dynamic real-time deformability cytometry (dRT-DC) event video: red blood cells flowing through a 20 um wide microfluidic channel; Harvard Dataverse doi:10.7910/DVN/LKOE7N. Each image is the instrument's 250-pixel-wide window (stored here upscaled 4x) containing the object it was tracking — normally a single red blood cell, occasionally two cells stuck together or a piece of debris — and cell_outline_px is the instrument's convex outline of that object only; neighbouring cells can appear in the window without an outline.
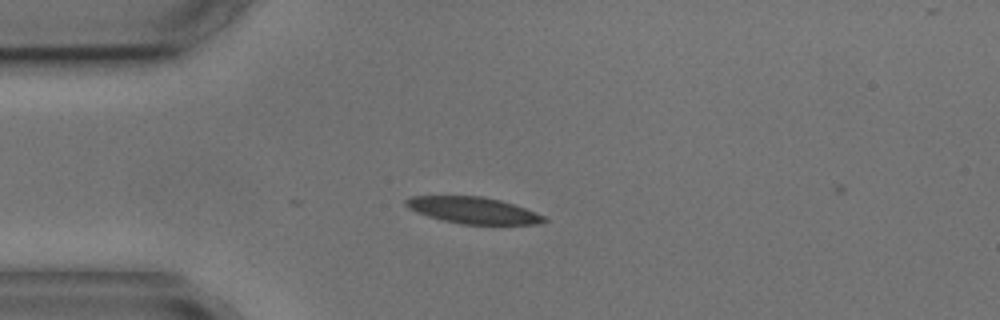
{"species": "common noctule bat (a hibernating species)", "species_latin": "Nyctalus noctula", "temperature_condition": "cold", "stored_images_in_passage": 6, "camera_frame_rate_fps": 3000, "um_per_image_px": 0.085, "animal": {"sex": "male", "body_mass_g": 17.9, "forearm_length_mm": 54.2}, "frame": {"image": 1, "passage_image": 2, "time_ms": 2.0, "image_size_px": [1000, 320], "cell_outline_px": [[548, 220], [536, 224], [460, 224], [428, 216], [416, 212], [408, 208], [404, 204], [404, 200], [412, 196], [480, 196], [500, 200], [536, 212], [544, 216]], "centroid_in_image_um": [40.18, 17.87], "position_along_channel_um": 44.8, "area_um2": 21.15}}